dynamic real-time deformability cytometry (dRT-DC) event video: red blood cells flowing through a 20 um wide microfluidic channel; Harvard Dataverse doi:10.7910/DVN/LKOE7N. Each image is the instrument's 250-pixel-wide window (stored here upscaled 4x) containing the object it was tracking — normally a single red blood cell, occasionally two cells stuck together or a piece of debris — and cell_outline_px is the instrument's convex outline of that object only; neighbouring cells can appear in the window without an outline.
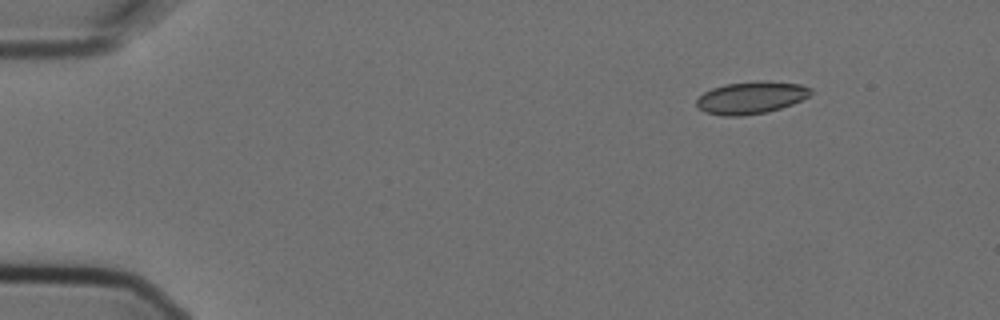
{"species": "Egyptian fruit bat (a non-hibernating species)", "species_latin": "Rousettus aegyptiacus", "temperature_condition": "cold", "stored_images_in_passage": 4, "camera_frame_rate_fps": 3000, "um_per_image_px": 0.085, "animal": {"sex": "female"}, "frame": {"image": 1, "passage_image": 1, "time_ms": 0.0, "image_size_px": [1000, 320], "cell_outline_px": [[812, 92], [808, 96], [792, 104], [768, 112], [744, 116], [724, 116], [704, 112], [696, 104], [696, 100], [704, 92], [712, 88], [724, 84], [760, 80], [764, 80], [800, 84], [812, 88]], "centroid_in_image_um": [63.84, 8.29], "position_along_channel_um": 21.2, "area_um2": 21.62}}